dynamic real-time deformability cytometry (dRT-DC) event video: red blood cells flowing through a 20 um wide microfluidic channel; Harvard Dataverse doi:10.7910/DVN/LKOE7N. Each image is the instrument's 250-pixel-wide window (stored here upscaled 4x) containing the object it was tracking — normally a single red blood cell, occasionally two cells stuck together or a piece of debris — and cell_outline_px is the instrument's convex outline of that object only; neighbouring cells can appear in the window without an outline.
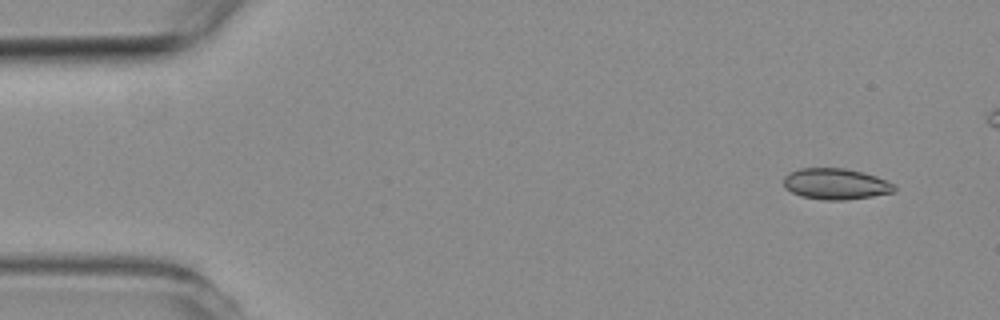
{"species": "common noctule bat (a hibernating species)", "species_latin": "Nyctalus noctula", "temperature_condition": "room temperature", "stored_images_in_passage": 5, "camera_frame_rate_fps": 3000, "um_per_image_px": 0.085, "animal": {"sex": "female", "body_mass_g": 19.3, "forearm_length_mm": 54.1}, "frame": {"image": 1, "passage_image": 1, "time_ms": 0.0, "image_size_px": [1000, 320], "cell_outline_px": [[896, 188], [892, 192], [872, 196], [844, 200], [824, 200], [800, 196], [784, 188], [784, 176], [788, 172], [800, 168], [844, 168], [876, 176], [888, 180], [896, 184]], "centroid_in_image_um": [71.02, 15.63], "position_along_channel_um": 14.0, "area_um2": 20.11}}